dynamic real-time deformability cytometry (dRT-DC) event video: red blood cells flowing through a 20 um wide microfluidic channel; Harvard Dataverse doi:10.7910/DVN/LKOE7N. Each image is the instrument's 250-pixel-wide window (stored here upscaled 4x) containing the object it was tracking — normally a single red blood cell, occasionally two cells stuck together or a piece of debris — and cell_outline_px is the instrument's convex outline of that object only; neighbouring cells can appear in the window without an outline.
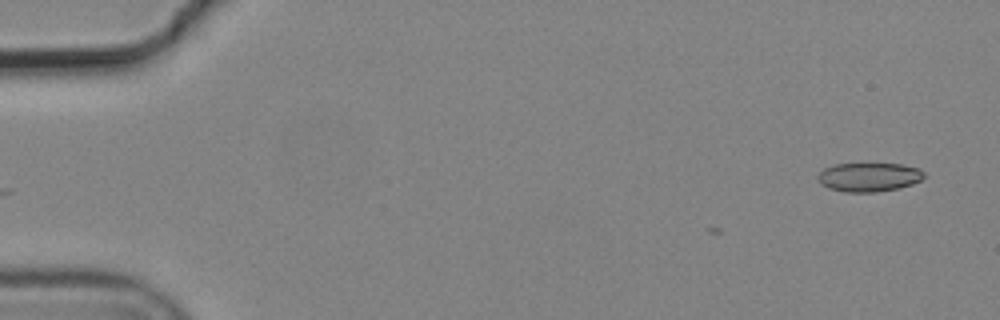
{"species": "common noctule bat (a hibernating species)", "species_latin": "Nyctalus noctula", "temperature_condition": "cold", "stored_images_in_passage": 5, "camera_frame_rate_fps": 3000, "um_per_image_px": 0.085, "animal": {"sex": "male", "body_mass_g": 19.2, "forearm_length_mm": 51.8}, "frame": {"image": 1, "passage_image": 5, "time_ms": 1.333, "image_size_px": [1000, 320], "cell_outline_px": [[924, 176], [920, 180], [912, 184], [900, 188], [876, 192], [844, 192], [828, 188], [820, 184], [816, 176], [824, 168], [836, 164], [900, 164], [920, 168], [924, 172]], "centroid_in_image_um": [73.84, 15.06], "position_along_channel_um": 11.2, "area_um2": 17.98}}